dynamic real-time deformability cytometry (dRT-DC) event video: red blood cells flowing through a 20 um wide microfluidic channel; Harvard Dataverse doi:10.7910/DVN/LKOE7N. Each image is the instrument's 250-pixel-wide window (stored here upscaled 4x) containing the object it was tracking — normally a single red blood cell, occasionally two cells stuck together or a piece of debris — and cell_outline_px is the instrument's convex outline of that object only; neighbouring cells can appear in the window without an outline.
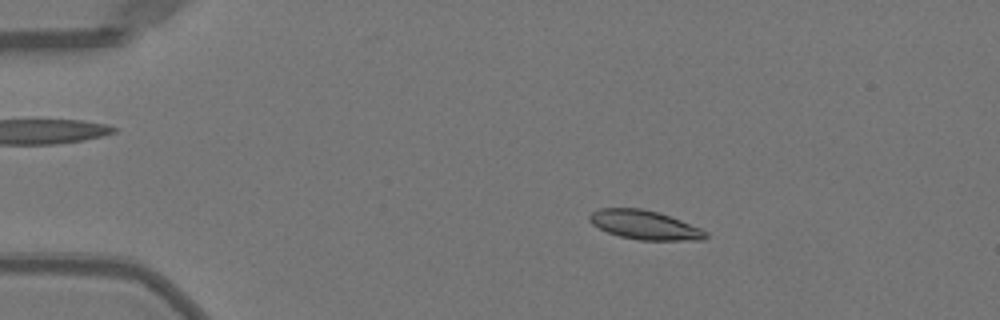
{"species": "Egyptian fruit bat (a non-hibernating species)", "species_latin": "Rousettus aegyptiacus", "temperature_condition": "warm", "stored_images_in_passage": 51, "camera_frame_rate_fps": 3000, "um_per_image_px": 0.085, "animal": {"sex": "female"}, "frame": {"image": 1, "passage_image": 9, "time_ms": 2.667, "image_size_px": [1000, 320], "cell_outline_px": [[708, 236], [704, 240], [640, 240], [620, 236], [608, 232], [592, 224], [588, 220], [588, 216], [592, 212], [600, 208], [640, 208], [660, 212], [700, 228], [708, 232]], "centroid_in_image_um": [54.8, 19.11], "position_along_channel_um": 30.2, "area_um2": 19.65}}
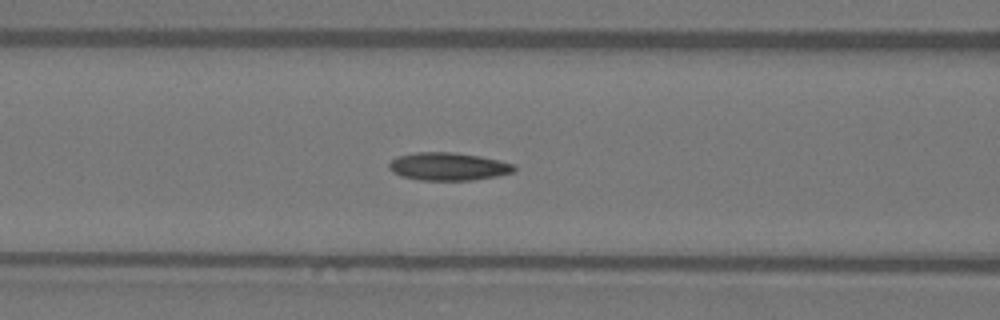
{"frame": {"image": 2, "passage_image": 21, "time_ms": 6.667, "image_size_px": [1000, 320], "cell_outline_px": [[516, 168], [512, 172], [496, 176], [472, 180], [420, 180], [400, 176], [392, 172], [388, 168], [388, 164], [396, 156], [416, 152], [452, 152], [480, 156], [516, 164]], "centroid_in_image_um": [38.07, 14.15], "position_along_channel_um": 128.5, "area_um2": 20.4}}
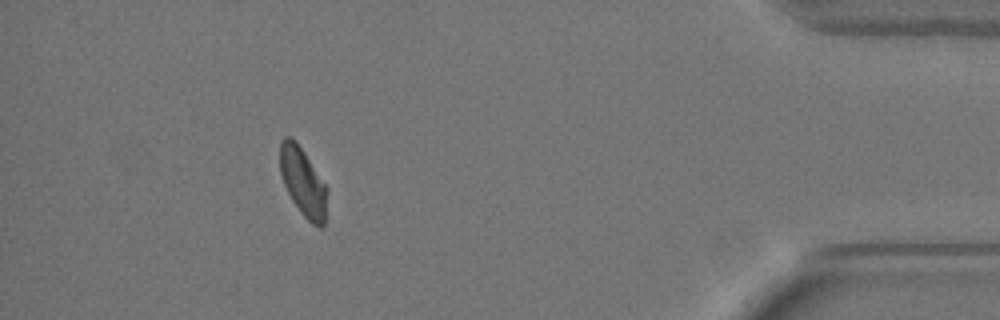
{"frame": {"image": 3, "passage_image": 46, "time_ms": 15.0, "image_size_px": [1000, 320], "cell_outline_px": [[328, 188], [324, 224], [320, 228], [312, 224], [300, 212], [292, 200], [284, 184], [280, 172], [280, 140], [284, 136], [292, 136], [296, 140]], "centroid_in_image_um": [25.75, 15.45], "position_along_channel_um": 409.5, "area_um2": 18.84}}